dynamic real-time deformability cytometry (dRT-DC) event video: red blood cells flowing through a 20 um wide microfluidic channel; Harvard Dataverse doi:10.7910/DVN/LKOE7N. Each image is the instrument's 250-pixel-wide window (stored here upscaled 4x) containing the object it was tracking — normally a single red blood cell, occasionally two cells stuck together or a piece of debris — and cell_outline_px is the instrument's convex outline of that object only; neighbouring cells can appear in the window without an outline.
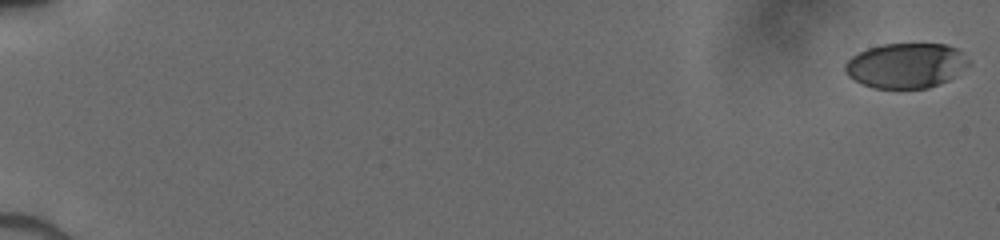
{"species": "human", "species_latin": "Homo sapiens", "temperature_condition": "cold", "stored_images_in_passage": 52, "camera_frame_rate_fps": 3000, "um_per_image_px": 0.085, "donor": {"sex": "male"}, "frame": {"image": 1, "passage_image": 1, "time_ms": 0.0, "image_size_px": [1000, 240], "cell_outline_px": [[968, 64], [948, 80], [940, 84], [928, 88], [872, 88], [848, 76], [844, 72], [844, 64], [852, 56], [868, 48], [884, 44], [944, 44], [956, 48], [968, 60]], "centroid_in_image_um": [76.96, 5.57], "position_along_channel_um": 8.0, "area_um2": 32.02}}
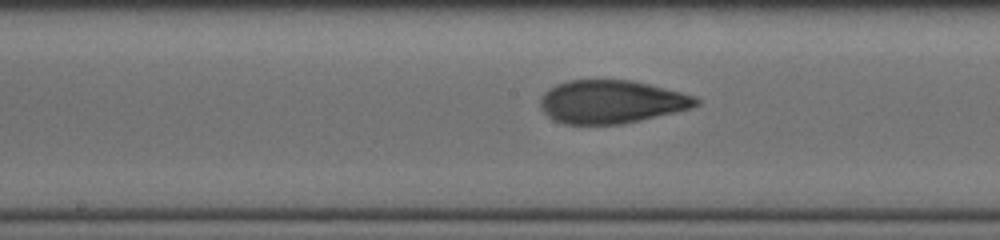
{"frame": {"image": 2, "passage_image": 30, "time_ms": 9.667, "image_size_px": [1000, 240], "cell_outline_px": [[700, 104], [688, 108], [672, 112], [620, 124], [564, 124], [552, 120], [540, 108], [540, 96], [544, 92], [556, 84], [568, 80], [628, 80], [648, 84], [696, 96], [700, 100]], "centroid_in_image_um": [51.89, 8.65], "position_along_channel_um": 196.3, "area_um2": 38.84}}
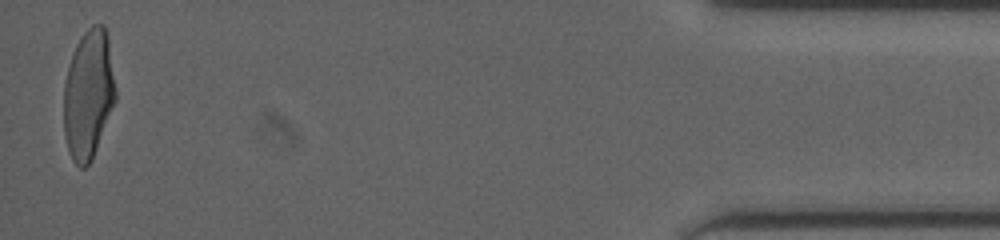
{"frame": {"image": 3, "passage_image": 52, "time_ms": 17.0, "image_size_px": [1000, 240], "cell_outline_px": [[116, 100], [92, 160], [84, 168], [80, 168], [72, 160], [68, 152], [64, 136], [64, 84], [68, 68], [76, 44], [84, 32], [92, 24], [104, 24], [108, 32], [116, 92]], "centroid_in_image_um": [7.52, 8.02], "position_along_channel_um": 427.7, "area_um2": 39.3}}